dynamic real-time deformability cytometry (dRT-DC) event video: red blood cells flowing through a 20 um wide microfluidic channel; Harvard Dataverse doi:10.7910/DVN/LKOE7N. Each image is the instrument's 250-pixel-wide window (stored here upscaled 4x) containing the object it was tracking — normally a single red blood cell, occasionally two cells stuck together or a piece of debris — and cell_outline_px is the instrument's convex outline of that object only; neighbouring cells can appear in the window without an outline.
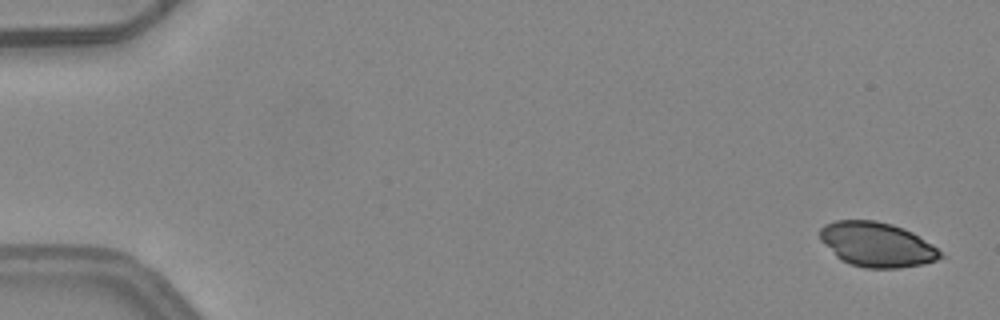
{"species": "common noctule bat (a hibernating species)", "species_latin": "Nyctalus noctula", "temperature_condition": "warm", "stored_images_in_passage": 5, "camera_frame_rate_fps": 3000, "um_per_image_px": 0.085, "animal": {"sex": "female", "body_mass_g": 24.6, "forearm_length_mm": 56.2}, "frame": {"image": 1, "passage_image": 1, "time_ms": 0.0, "image_size_px": [1000, 320], "cell_outline_px": [[944, 256], [936, 260], [924, 264], [900, 268], [864, 268], [848, 264], [840, 260], [820, 240], [820, 228], [824, 224], [836, 220], [876, 220], [892, 224], [912, 232], [932, 244]], "centroid_in_image_um": [74.51, 20.79], "position_along_channel_um": 10.5, "area_um2": 31.44}}
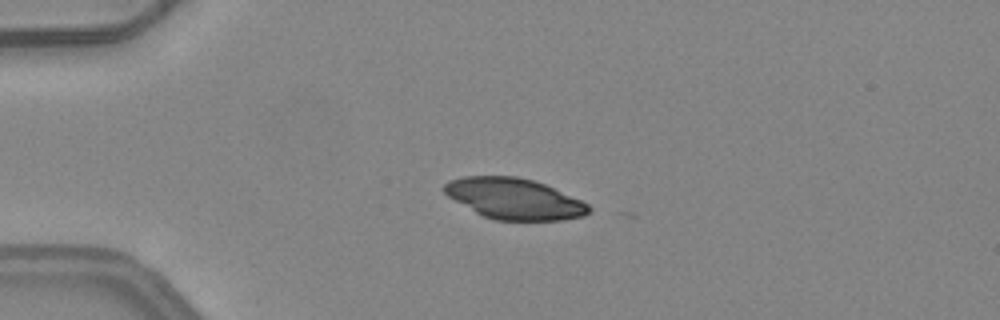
{"frame": {"image": 2, "passage_image": 4, "time_ms": 1.0, "image_size_px": [1000, 320], "cell_outline_px": [[592, 208], [584, 216], [560, 220], [496, 220], [484, 216], [476, 212], [448, 196], [440, 188], [448, 180], [464, 176], [516, 176], [532, 180], [544, 184], [580, 200], [588, 204]], "centroid_in_image_um": [43.67, 16.88], "position_along_channel_um": 41.3, "area_um2": 34.16}}